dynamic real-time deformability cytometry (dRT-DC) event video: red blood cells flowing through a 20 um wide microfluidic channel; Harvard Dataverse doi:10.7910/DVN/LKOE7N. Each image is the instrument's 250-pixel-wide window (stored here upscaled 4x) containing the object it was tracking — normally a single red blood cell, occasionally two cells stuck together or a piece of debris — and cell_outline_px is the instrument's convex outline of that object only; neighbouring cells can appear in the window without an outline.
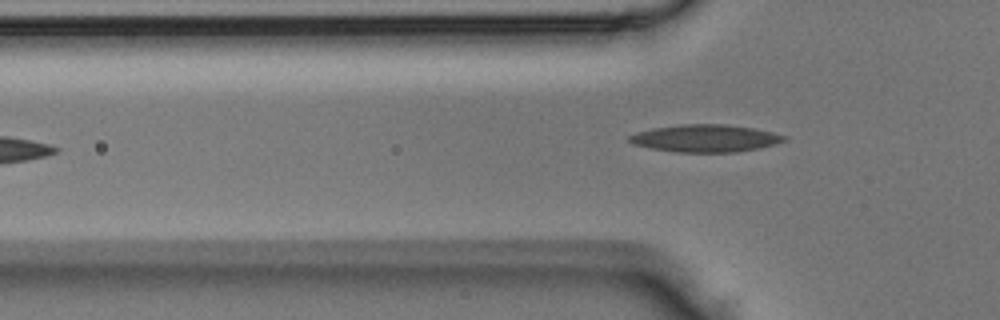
{"species": "Egyptian fruit bat (a non-hibernating species)", "species_latin": "Rousettus aegyptiacus", "temperature_condition": "room temperature", "stored_images_in_passage": 3, "camera_frame_rate_fps": 3000, "um_per_image_px": 0.085, "animal": {"sex": "male"}, "frame": {"image": 1, "passage_image": 2, "time_ms": 0.333, "image_size_px": [1000, 320], "cell_outline_px": [[788, 140], [776, 144], [760, 148], [736, 152], [676, 152], [652, 148], [632, 144], [628, 140], [628, 136], [636, 132], [652, 128], [680, 124], [724, 124], [752, 128], [772, 132], [788, 136]], "centroid_in_image_um": [59.97, 11.75], "position_along_channel_um": 65.8, "area_um2": 24.85}}
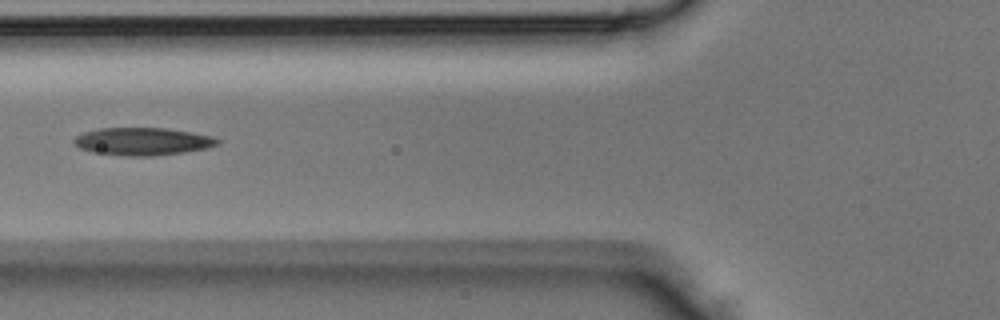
{"frame": {"image": 2, "passage_image": 3, "time_ms": 0.667, "image_size_px": [1000, 320], "cell_outline_px": [[220, 144], [208, 148], [184, 152], [152, 156], [128, 156], [92, 152], [80, 148], [72, 140], [76, 136], [84, 132], [100, 128], [164, 128], [192, 132], [212, 136], [220, 140]], "centroid_in_image_um": [12.15, 12.02], "position_along_channel_um": 113.7, "area_um2": 23.12}}